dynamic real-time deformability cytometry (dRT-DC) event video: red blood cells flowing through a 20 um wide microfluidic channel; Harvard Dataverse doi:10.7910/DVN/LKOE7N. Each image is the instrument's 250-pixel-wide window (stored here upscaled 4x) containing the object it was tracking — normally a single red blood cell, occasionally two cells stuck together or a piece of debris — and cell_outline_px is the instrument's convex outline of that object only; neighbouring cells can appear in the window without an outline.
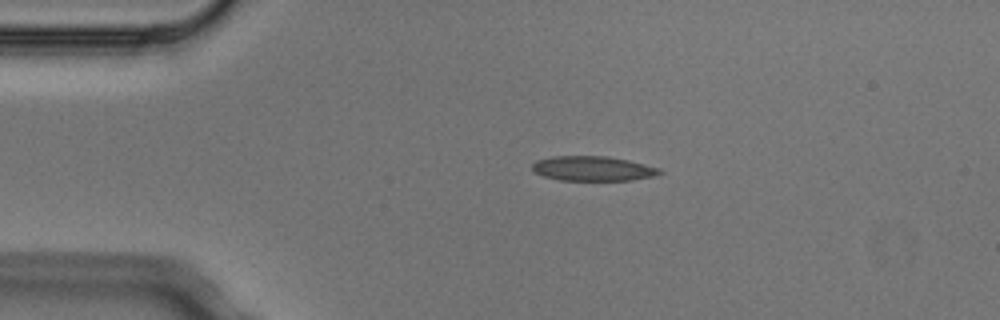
{"species": "Egyptian fruit bat (a non-hibernating species)", "species_latin": "Rousettus aegyptiacus", "temperature_condition": "cold", "stored_images_in_passage": 2, "camera_frame_rate_fps": 3000, "um_per_image_px": 0.085, "animal": {"sex": "male"}, "frame": {"image": 1, "passage_image": 1, "time_ms": 0.0, "image_size_px": [1000, 320], "cell_outline_px": [[664, 172], [656, 176], [632, 180], [560, 180], [544, 176], [532, 172], [532, 164], [536, 160], [552, 156], [608, 156], [628, 160], [660, 168]], "centroid_in_image_um": [50.4, 14.32], "position_along_channel_um": 34.6, "area_um2": 18.5}}